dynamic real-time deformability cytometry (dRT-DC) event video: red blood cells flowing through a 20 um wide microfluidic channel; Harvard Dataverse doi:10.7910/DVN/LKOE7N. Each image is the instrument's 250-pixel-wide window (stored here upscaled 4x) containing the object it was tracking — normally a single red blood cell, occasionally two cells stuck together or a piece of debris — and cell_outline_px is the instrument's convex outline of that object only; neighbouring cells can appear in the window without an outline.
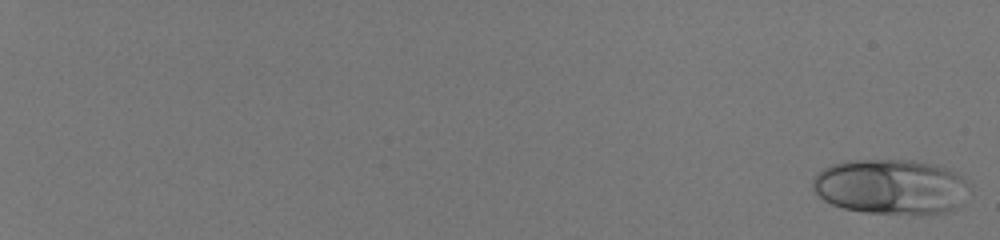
{"species": "human", "species_latin": "Homo sapiens", "temperature_condition": "room temperature", "stored_images_in_passage": 58, "camera_frame_rate_fps": 3000, "um_per_image_px": 0.085, "donor": {"sex": "male"}, "frame": {"image": 1, "passage_image": 2, "time_ms": 0.333, "image_size_px": [1000, 240], "cell_outline_px": [[964, 180], [956, 208], [944, 212], [868, 212], [844, 208], [832, 204], [824, 200], [812, 188], [812, 180], [824, 168], [832, 164], [848, 160], [912, 160], [936, 164], [956, 172]], "centroid_in_image_um": [75.59, 15.82], "position_along_channel_um": 9.4, "area_um2": 48.67}}
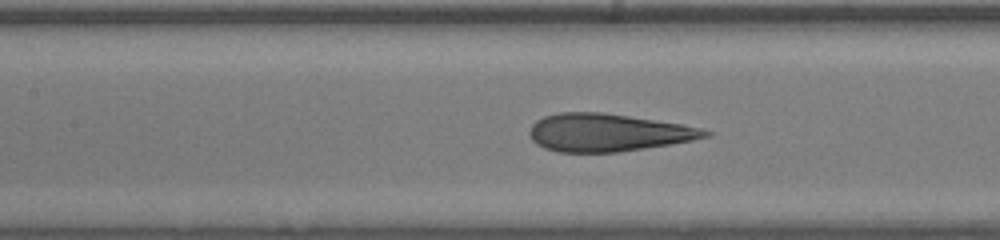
{"frame": {"image": 2, "passage_image": 34, "time_ms": 11.0, "image_size_px": [1000, 240], "cell_outline_px": [[712, 132], [708, 136], [692, 140], [620, 152], [560, 152], [544, 148], [536, 144], [532, 140], [528, 132], [532, 124], [536, 120], [544, 116], [560, 112], [604, 112], [684, 124], [700, 128]], "centroid_in_image_um": [51.63, 11.26], "position_along_channel_um": 155.8, "area_um2": 38.61}}
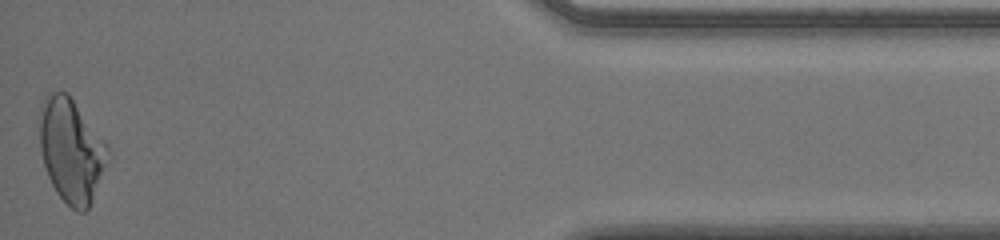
{"frame": {"image": 3, "passage_image": 58, "time_ms": 19.0, "image_size_px": [1000, 240], "cell_outline_px": [[108, 148], [92, 200], [88, 208], [84, 212], [76, 212], [56, 192], [48, 176], [40, 152], [36, 124], [36, 120], [40, 108], [48, 92], [68, 92], [108, 144]], "centroid_in_image_um": [5.97, 12.7], "position_along_channel_um": 429.2, "area_um2": 41.15}}